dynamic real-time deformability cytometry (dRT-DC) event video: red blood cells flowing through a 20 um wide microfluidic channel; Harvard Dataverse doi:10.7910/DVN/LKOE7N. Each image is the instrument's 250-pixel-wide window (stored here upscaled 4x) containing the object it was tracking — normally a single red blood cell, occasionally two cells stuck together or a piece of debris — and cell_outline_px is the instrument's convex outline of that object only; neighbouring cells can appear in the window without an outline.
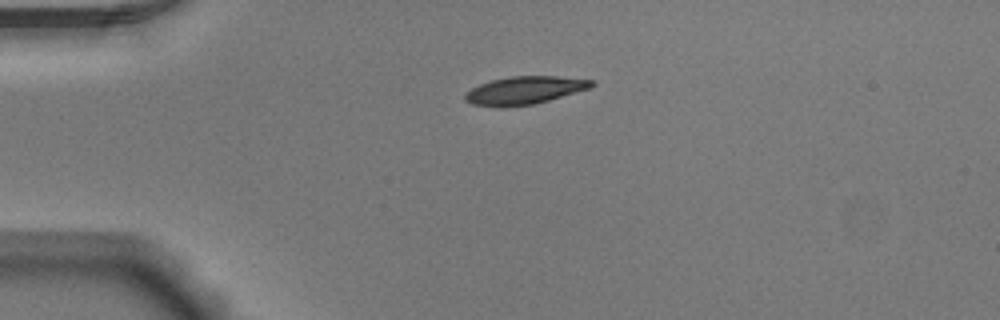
{"species": "Egyptian fruit bat (a non-hibernating species)", "species_latin": "Rousettus aegyptiacus", "temperature_condition": "warm", "stored_images_in_passage": 40, "camera_frame_rate_fps": 3000, "um_per_image_px": 0.085, "animal": {"sex": "male"}, "frame": {"image": 1, "passage_image": 1, "time_ms": 0.0, "image_size_px": [1000, 320], "cell_outline_px": [[596, 84], [592, 88], [548, 100], [532, 104], [504, 108], [472, 104], [464, 100], [464, 96], [472, 88], [480, 84], [492, 80], [512, 76], [556, 76], [596, 80]], "centroid_in_image_um": [44.63, 7.68], "position_along_channel_um": 40.4, "area_um2": 20.63}}
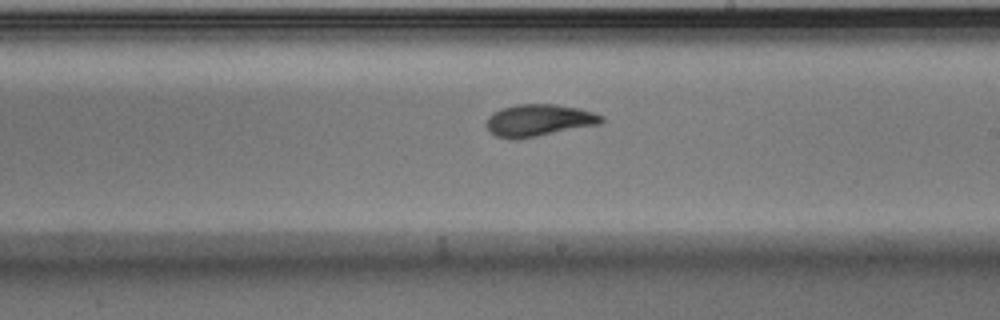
{"frame": {"image": 2, "passage_image": 19, "time_ms": 6.0, "image_size_px": [1000, 320], "cell_outline_px": [[604, 120], [600, 124], [536, 136], [496, 136], [488, 128], [488, 116], [492, 112], [500, 108], [516, 104], [556, 104], [580, 108], [604, 116]], "centroid_in_image_um": [45.87, 10.17], "position_along_channel_um": 243.1, "area_um2": 20.81}}
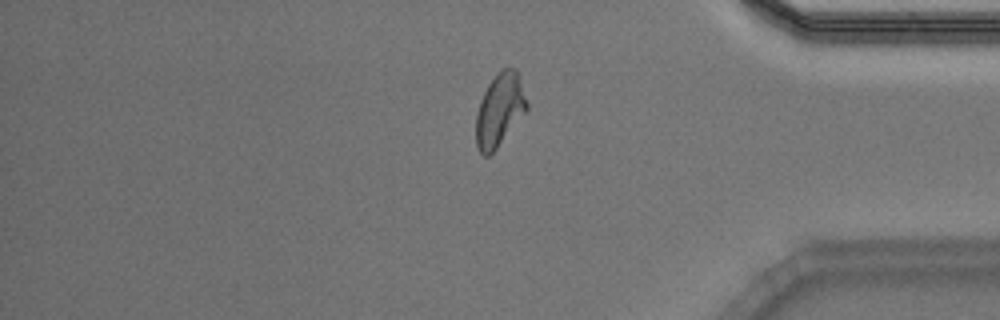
{"frame": {"image": 3, "passage_image": 32, "time_ms": 10.333, "image_size_px": [1000, 320], "cell_outline_px": [[528, 108], [496, 148], [488, 156], [484, 156], [480, 152], [476, 144], [476, 116], [480, 100], [488, 84], [496, 72], [504, 68], [516, 68], [528, 104]], "centroid_in_image_um": [42.45, 9.31], "position_along_channel_um": 392.7, "area_um2": 21.27}, "authors_computed_cell_mechanics": {"area_um2": 21.0392, "velocity_mm_per_s": 3.916, "shape_relaxation_time_tau1_ms": 3.9245, "shape_relaxation_time_tau2_ms": 1.3885, "deformation_change_tau1": 0.1742, "deformation_change_tau2": 0.0729}}